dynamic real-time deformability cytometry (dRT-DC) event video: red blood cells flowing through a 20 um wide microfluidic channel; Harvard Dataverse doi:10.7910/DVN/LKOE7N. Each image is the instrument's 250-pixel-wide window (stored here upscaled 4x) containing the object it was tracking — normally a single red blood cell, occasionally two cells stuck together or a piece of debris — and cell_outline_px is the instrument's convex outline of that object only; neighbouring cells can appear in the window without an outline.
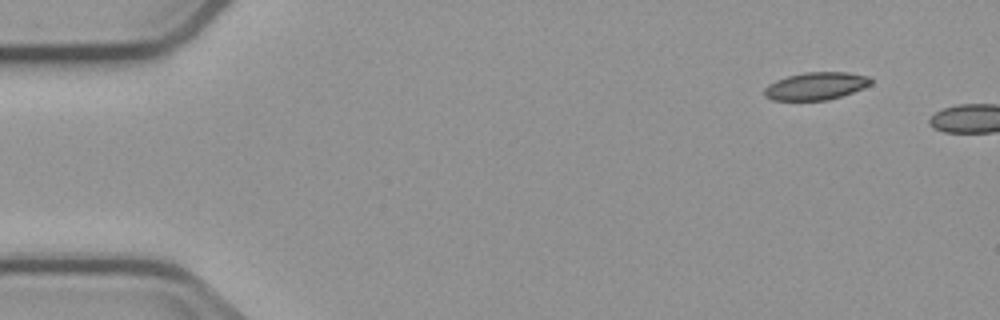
{"species": "common noctule bat (a hibernating species)", "species_latin": "Nyctalus noctula", "temperature_condition": "cold", "stored_images_in_passage": 6, "camera_frame_rate_fps": 3000, "um_per_image_px": 0.085, "animal": {"sex": "male", "body_mass_g": 23.1, "forearm_length_mm": 52.7}, "frame": {"image": 1, "passage_image": 6, "time_ms": 6.333, "image_size_px": [1000, 320], "cell_outline_px": [[872, 84], [852, 92], [828, 100], [772, 100], [764, 96], [764, 88], [768, 84], [776, 80], [788, 76], [804, 72], [848, 72], [872, 76]], "centroid_in_image_um": [69.36, 7.3], "position_along_channel_um": 15.6, "area_um2": 17.22}}